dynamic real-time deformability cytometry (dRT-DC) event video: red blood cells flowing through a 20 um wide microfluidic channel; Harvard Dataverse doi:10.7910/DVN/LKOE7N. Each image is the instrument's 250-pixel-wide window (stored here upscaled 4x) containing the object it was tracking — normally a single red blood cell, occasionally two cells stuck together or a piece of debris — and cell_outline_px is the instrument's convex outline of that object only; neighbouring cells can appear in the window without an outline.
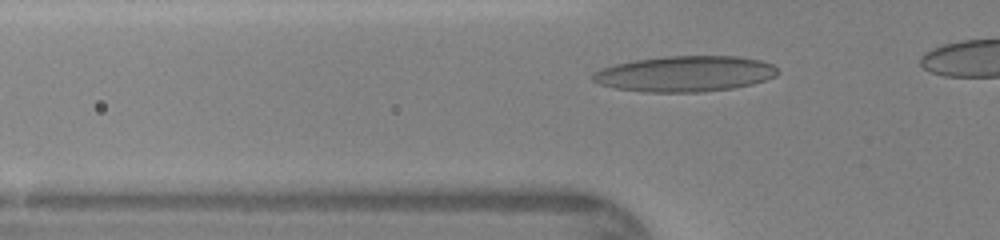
{"species": "human", "species_latin": "Homo sapiens", "temperature_condition": "warm", "stored_images_in_passage": 28, "camera_frame_rate_fps": 3000, "um_per_image_px": 0.085, "donor": {"sex": "female"}, "frame": {"image": 1, "passage_image": 5, "time_ms": 1.333, "image_size_px": [1000, 240], "cell_outline_px": [[780, 72], [776, 76], [752, 84], [732, 88], [704, 92], [644, 92], [616, 88], [600, 84], [592, 80], [592, 72], [600, 68], [616, 64], [636, 60], [664, 56], [736, 56], [760, 60], [772, 64]], "centroid_in_image_um": [58.22, 6.27], "position_along_channel_um": 67.6, "area_um2": 38.55}}
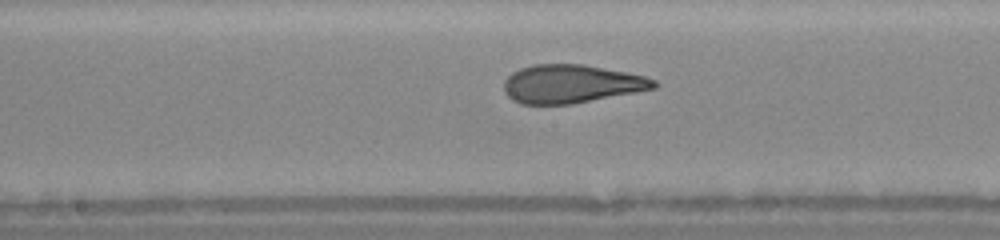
{"frame": {"image": 2, "passage_image": 14, "time_ms": 4.333, "image_size_px": [1000, 240], "cell_outline_px": [[660, 84], [656, 88], [572, 104], [520, 104], [512, 100], [504, 92], [504, 80], [512, 72], [520, 68], [532, 64], [584, 64], [644, 76], [656, 80]], "centroid_in_image_um": [48.54, 7.13], "position_along_channel_um": 199.7, "area_um2": 33.58}}
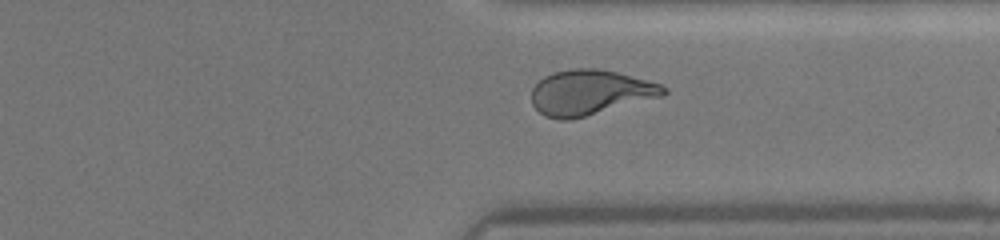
{"frame": {"image": 3, "passage_image": 25, "time_ms": 8.0, "image_size_px": [1000, 240], "cell_outline_px": [[668, 92], [664, 96], [572, 120], [560, 120], [544, 116], [532, 104], [532, 88], [544, 76], [552, 72], [576, 68], [600, 68], [616, 72], [660, 84], [668, 88]], "centroid_in_image_um": [50.16, 7.87], "position_along_channel_um": 361.2, "area_um2": 34.91}}